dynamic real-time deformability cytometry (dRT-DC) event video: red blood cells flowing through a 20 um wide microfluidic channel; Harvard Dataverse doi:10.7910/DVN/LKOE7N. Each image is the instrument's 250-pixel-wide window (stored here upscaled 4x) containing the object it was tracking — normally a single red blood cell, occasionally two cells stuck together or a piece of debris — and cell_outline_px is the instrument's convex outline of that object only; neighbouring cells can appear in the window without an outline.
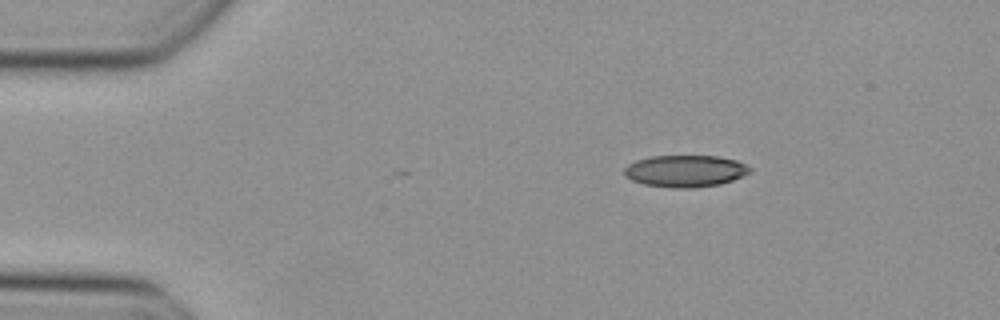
{"species": "Egyptian fruit bat (a non-hibernating species)", "species_latin": "Rousettus aegyptiacus", "temperature_condition": "cold", "stored_images_in_passage": 41, "camera_frame_rate_fps": 3000, "um_per_image_px": 0.085, "animal": {"sex": "female"}, "frame": {"image": 1, "passage_image": 1, "time_ms": 0.0, "image_size_px": [1000, 320], "cell_outline_px": [[752, 172], [732, 180], [720, 184], [696, 188], [672, 188], [644, 184], [632, 180], [624, 176], [624, 168], [628, 164], [636, 160], [652, 156], [720, 156], [736, 160], [752, 168]], "centroid_in_image_um": [58.25, 14.54], "position_along_channel_um": 26.7, "area_um2": 23.47}}
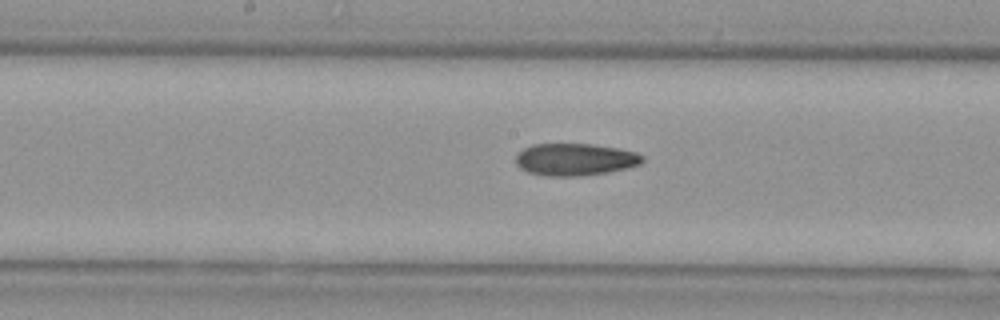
{"frame": {"image": 2, "passage_image": 18, "time_ms": 5.667, "image_size_px": [1000, 320], "cell_outline_px": [[644, 160], [640, 164], [608, 172], [580, 176], [544, 176], [528, 172], [520, 168], [516, 164], [516, 156], [524, 148], [532, 144], [592, 144], [620, 148], [636, 152], [644, 156]], "centroid_in_image_um": [48.88, 13.55], "position_along_channel_um": 199.3, "area_um2": 23.81}}
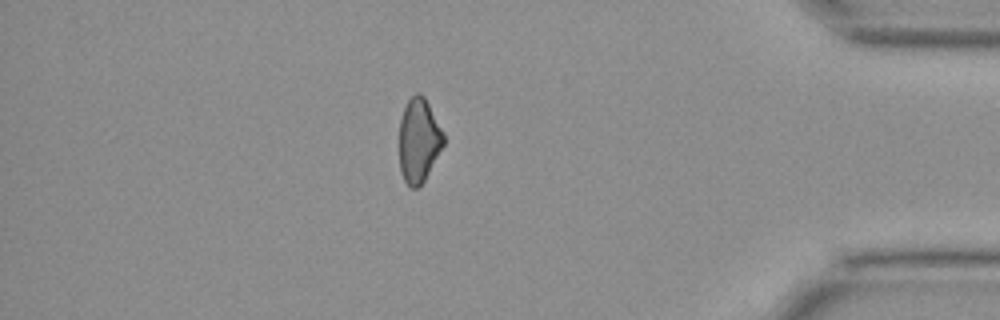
{"frame": {"image": 3, "passage_image": 35, "time_ms": 11.333, "image_size_px": [1000, 320], "cell_outline_px": [[444, 144], [424, 180], [416, 188], [412, 188], [404, 180], [400, 172], [400, 120], [404, 108], [408, 100], [416, 92], [420, 92], [424, 96], [444, 132]], "centroid_in_image_um": [35.6, 11.91], "position_along_channel_um": 399.6, "area_um2": 21.5}}